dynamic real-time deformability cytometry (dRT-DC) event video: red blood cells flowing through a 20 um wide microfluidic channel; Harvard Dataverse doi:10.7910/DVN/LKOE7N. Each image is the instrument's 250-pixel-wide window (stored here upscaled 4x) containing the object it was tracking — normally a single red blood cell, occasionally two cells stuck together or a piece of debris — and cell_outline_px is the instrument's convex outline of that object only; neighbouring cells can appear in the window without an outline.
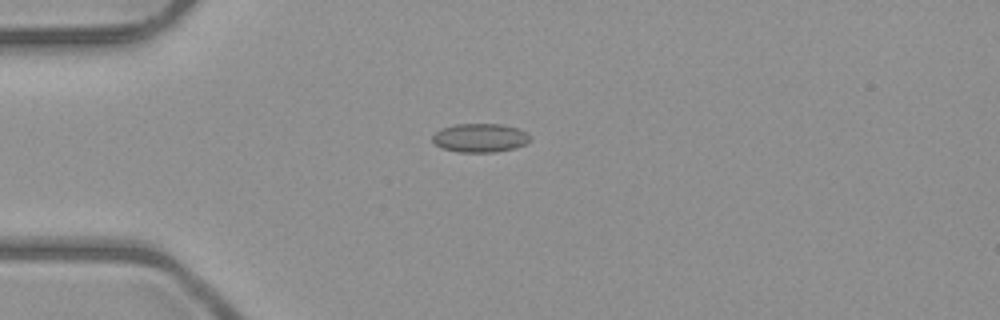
{"species": "common noctule bat (a hibernating species)", "species_latin": "Nyctalus noctula", "temperature_condition": "room temperature", "stored_images_in_passage": 3, "camera_frame_rate_fps": 3000, "um_per_image_px": 0.085, "animal": {"sex": "male", "body_mass_g": 23.1, "forearm_length_mm": 52.7}, "frame": {"image": 1, "passage_image": 1, "time_ms": 0.0, "image_size_px": [1000, 320], "cell_outline_px": [[532, 140], [524, 144], [512, 148], [492, 152], [456, 152], [440, 148], [432, 140], [432, 136], [440, 128], [456, 124], [500, 124], [516, 128], [528, 132]], "centroid_in_image_um": [40.78, 11.71], "position_along_channel_um": 44.2, "area_um2": 16.36}}
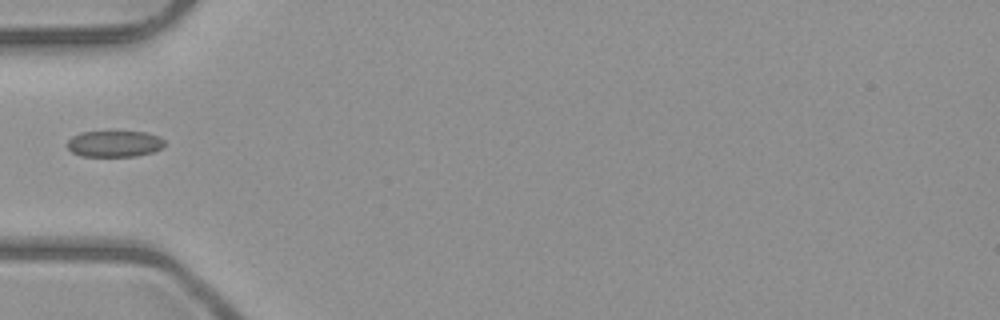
{"frame": {"image": 2, "passage_image": 2, "time_ms": 1.333, "image_size_px": [1000, 320], "cell_outline_px": [[164, 144], [160, 148], [152, 152], [136, 156], [80, 156], [72, 152], [68, 148], [68, 140], [72, 136], [80, 132], [144, 132], [156, 136], [164, 140]], "centroid_in_image_um": [9.68, 12.22], "position_along_channel_um": 75.3, "area_um2": 14.68}}
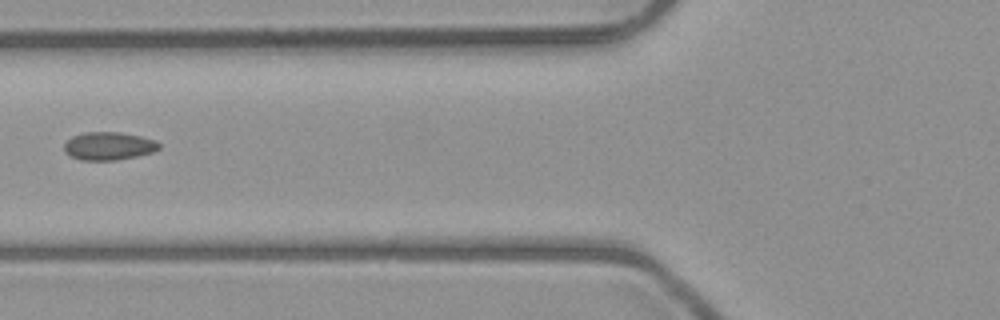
{"frame": {"image": 3, "passage_image": 3, "time_ms": 2.333, "image_size_px": [1000, 320], "cell_outline_px": [[160, 148], [152, 152], [136, 156], [116, 160], [80, 160], [72, 156], [64, 148], [64, 144], [72, 136], [84, 132], [120, 132], [140, 136], [156, 140], [160, 144]], "centroid_in_image_um": [9.26, 12.4], "position_along_channel_um": 116.5, "area_um2": 15.37}}